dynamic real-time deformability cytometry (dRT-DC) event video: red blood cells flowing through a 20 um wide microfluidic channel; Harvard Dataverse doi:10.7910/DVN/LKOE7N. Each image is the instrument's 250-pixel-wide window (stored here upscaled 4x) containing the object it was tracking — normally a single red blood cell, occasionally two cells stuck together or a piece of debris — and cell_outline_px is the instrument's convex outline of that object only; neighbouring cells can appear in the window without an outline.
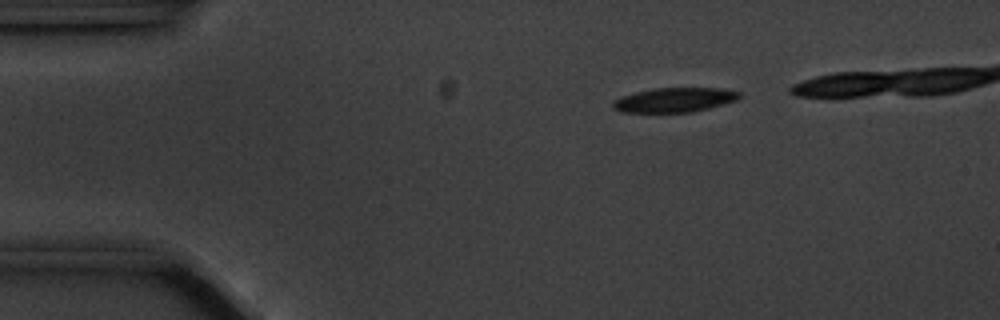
{"species": "common noctule bat (a hibernating species)", "species_latin": "Nyctalus noctula", "temperature_condition": "cold", "stored_images_in_passage": 41, "camera_frame_rate_fps": 3000, "um_per_image_px": 0.085, "animal": {"sex": "male", "body_mass_g": 20.1, "forearm_length_mm": 53.5}, "frame": {"image": 1, "passage_image": 4, "time_ms": 1.0, "image_size_px": [1000, 320], "cell_outline_px": [[740, 96], [736, 100], [724, 104], [692, 112], [620, 112], [612, 108], [612, 104], [616, 100], [624, 96], [636, 92], [656, 88], [724, 88], [740, 92]], "centroid_in_image_um": [57.36, 8.49], "position_along_channel_um": 27.6, "area_um2": 17.86}}
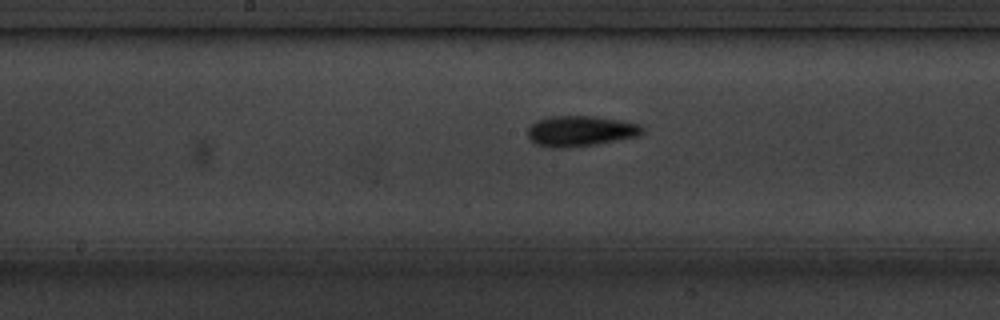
{"frame": {"image": 2, "passage_image": 23, "time_ms": 7.333, "image_size_px": [1000, 320], "cell_outline_px": [[644, 132], [636, 136], [596, 144], [564, 148], [552, 148], [536, 144], [528, 136], [528, 128], [536, 120], [552, 116], [592, 116], [620, 120], [640, 124], [644, 128]], "centroid_in_image_um": [49.33, 11.13], "position_along_channel_um": 198.9, "area_um2": 20.29}}
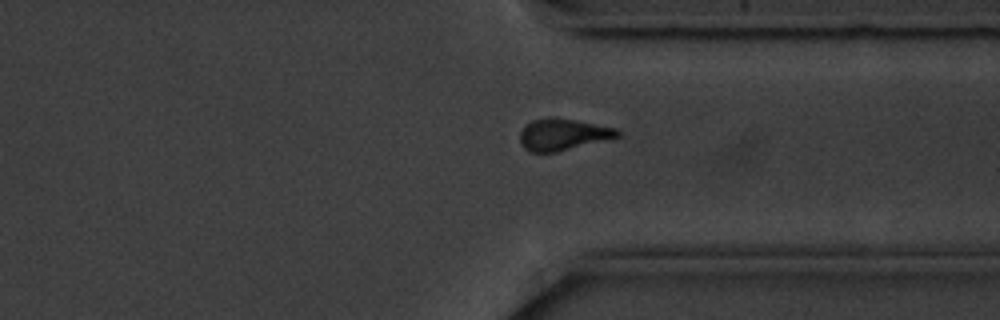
{"frame": {"image": 3, "passage_image": 37, "time_ms": 12.0, "image_size_px": [1000, 320], "cell_outline_px": [[620, 136], [556, 152], [528, 152], [520, 144], [520, 132], [532, 120], [548, 116], [552, 116], [576, 120], [616, 128], [620, 132]], "centroid_in_image_um": [47.81, 11.42], "position_along_channel_um": 363.6, "area_um2": 17.92}}